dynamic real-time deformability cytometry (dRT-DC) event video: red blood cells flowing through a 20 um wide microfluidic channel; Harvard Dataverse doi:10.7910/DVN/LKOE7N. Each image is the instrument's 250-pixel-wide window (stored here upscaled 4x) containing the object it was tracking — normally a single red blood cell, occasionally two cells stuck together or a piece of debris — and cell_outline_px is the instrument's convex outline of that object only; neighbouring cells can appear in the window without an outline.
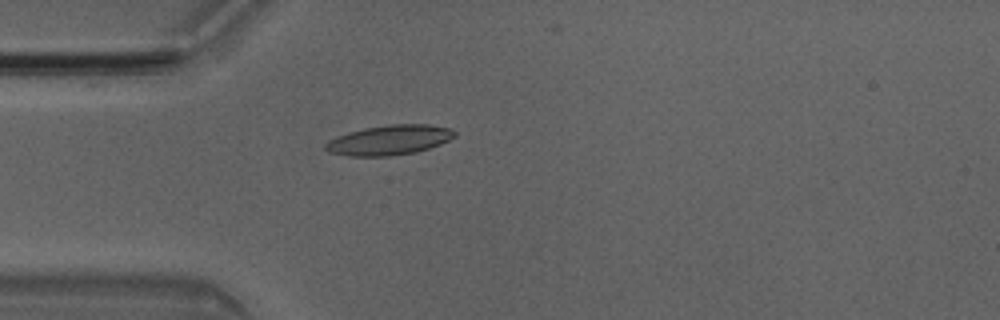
{"species": "Egyptian fruit bat (a non-hibernating species)", "species_latin": "Rousettus aegyptiacus", "temperature_condition": "room temperature", "stored_images_in_passage": 4, "camera_frame_rate_fps": 3000, "um_per_image_px": 0.085, "animal": {"sex": "male"}, "frame": {"image": 1, "passage_image": 4, "time_ms": 1.0, "image_size_px": [1000, 320], "cell_outline_px": [[456, 136], [440, 144], [416, 152], [388, 156], [348, 156], [328, 152], [324, 148], [324, 144], [328, 140], [348, 132], [364, 128], [388, 124], [428, 124], [448, 128], [456, 132]], "centroid_in_image_um": [33.06, 11.9], "position_along_channel_um": 51.9, "area_um2": 22.48}}